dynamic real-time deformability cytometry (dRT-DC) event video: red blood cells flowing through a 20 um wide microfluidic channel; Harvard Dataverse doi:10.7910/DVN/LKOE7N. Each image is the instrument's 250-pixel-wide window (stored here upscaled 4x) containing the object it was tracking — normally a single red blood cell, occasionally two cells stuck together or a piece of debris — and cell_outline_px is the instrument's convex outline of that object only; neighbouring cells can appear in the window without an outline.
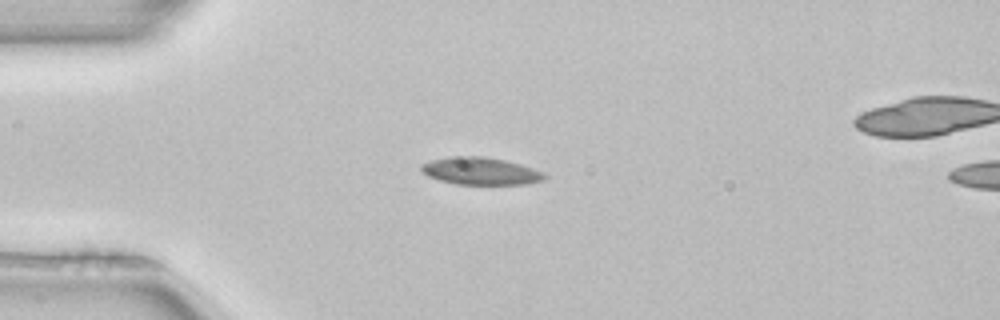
{"species": "common noctule bat (a hibernating species)", "species_latin": "Nyctalus noctula", "temperature_condition": "room temperature", "stored_images_in_passage": 38, "camera_frame_rate_fps": 3000, "um_per_image_px": 0.085, "animal": {"sex": "female", "body_mass_g": 22.7, "forearm_length_mm": 54.2}, "frame": {"image": 1, "passage_image": 6, "time_ms": 1.667, "image_size_px": [1000, 320], "cell_outline_px": [[548, 176], [544, 180], [528, 184], [456, 184], [440, 180], [428, 176], [420, 168], [420, 164], [432, 160], [448, 156], [484, 156], [504, 160], [520, 164], [544, 172]], "centroid_in_image_um": [40.87, 14.54], "position_along_channel_um": 44.1, "area_um2": 19.71}, "authors_computed_cell_mechanics": {"area_um2": 19.1029, "velocity_mm_per_s": 3.9895, "shape_relaxation_time_tau1_ms": 6.2147, "shape_relaxation_time_tau2_ms": null, "deformation_change_tau1": 0.1597, "deformation_change_tau2": null}}